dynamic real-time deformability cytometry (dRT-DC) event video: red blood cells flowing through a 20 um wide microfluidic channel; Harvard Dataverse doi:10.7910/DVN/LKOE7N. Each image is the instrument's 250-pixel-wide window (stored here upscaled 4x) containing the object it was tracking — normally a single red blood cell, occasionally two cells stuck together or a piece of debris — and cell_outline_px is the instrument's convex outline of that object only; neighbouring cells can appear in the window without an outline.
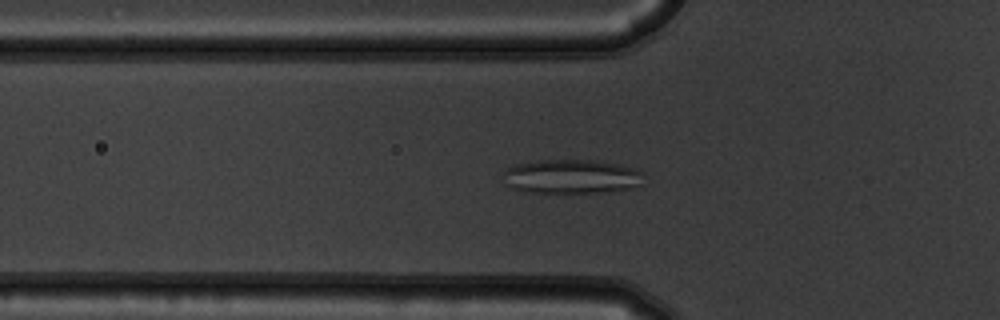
{"species": "common noctule bat (a hibernating species)", "species_latin": "Nyctalus noctula", "temperature_condition": "warm", "stored_images_in_passage": 46, "camera_frame_rate_fps": 3000, "um_per_image_px": 0.085, "animal": {"sex": "male", "body_mass_g": 19.5, "forearm_length_mm": 54.6}, "frame": {"image": 1, "passage_image": 11, "time_ms": 3.333, "image_size_px": [1000, 320], "cell_outline_px": [[644, 172], [640, 184], [636, 188], [612, 192], [524, 192], [512, 188], [508, 184], [504, 172], [512, 164], [540, 160], [592, 160], [616, 164], [636, 168]], "centroid_in_image_um": [48.63, 15.01], "position_along_channel_um": 77.2, "area_um2": 28.03}}
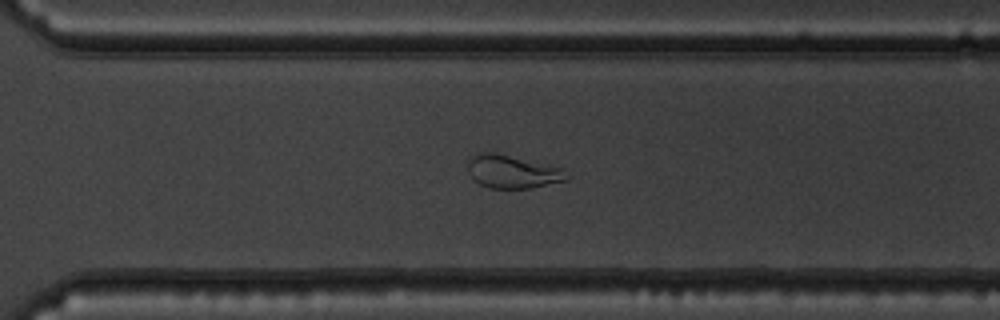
{"frame": {"image": 2, "passage_image": 31, "time_ms": 10.0, "image_size_px": [1000, 320], "cell_outline_px": [[572, 176], [568, 180], [532, 188], [488, 188], [480, 184], [472, 176], [468, 168], [468, 160], [476, 152], [496, 152], [564, 168]], "centroid_in_image_um": [43.62, 14.58], "position_along_channel_um": 327.0, "area_um2": 19.36}}
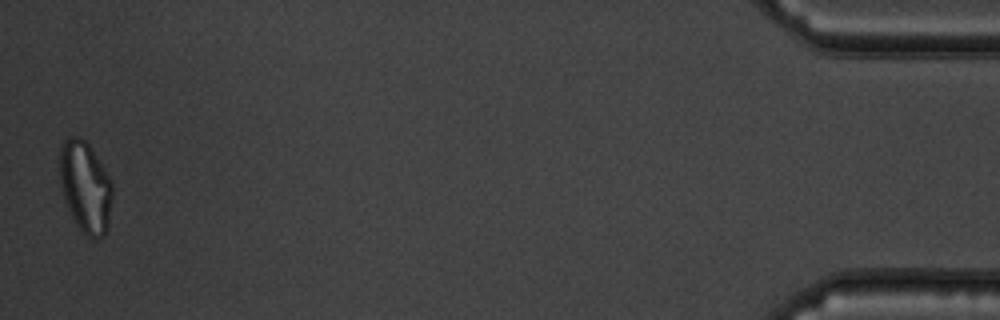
{"frame": {"image": 3, "passage_image": 46, "time_ms": 15.0, "image_size_px": [1000, 320], "cell_outline_px": [[112, 196], [108, 228], [104, 236], [96, 240], [92, 240], [76, 224], [64, 200], [60, 184], [60, 148], [64, 140], [72, 136], [76, 136], [84, 140], [88, 144], [112, 180]], "centroid_in_image_um": [7.27, 15.92], "position_along_channel_um": 427.9, "area_um2": 28.03}, "authors_computed_cell_mechanics": {"area_um2": 24.5939, "velocity_mm_per_s": 3.7454, "shape_relaxation_time_tau1_ms": null, "shape_relaxation_time_tau2_ms": 1.4409, "deformation_change_tau1": null, "deformation_change_tau2": 0.078}}